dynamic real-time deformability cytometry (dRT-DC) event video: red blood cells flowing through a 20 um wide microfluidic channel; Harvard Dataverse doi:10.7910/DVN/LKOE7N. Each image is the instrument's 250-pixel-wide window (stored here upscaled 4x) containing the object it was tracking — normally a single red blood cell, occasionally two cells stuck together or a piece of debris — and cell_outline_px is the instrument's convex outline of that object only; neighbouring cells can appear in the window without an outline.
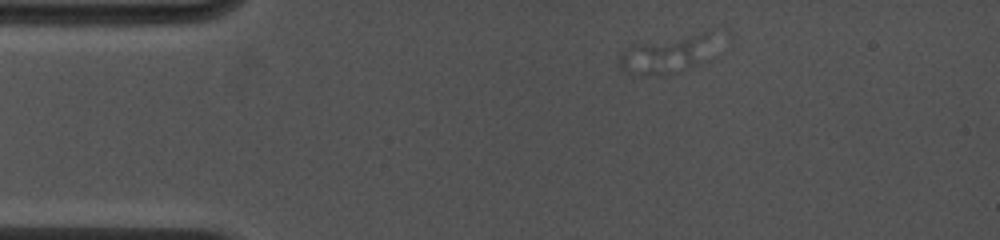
{"species": "common noctule bat (a hibernating species)", "species_latin": "Nyctalus noctula", "temperature_condition": "cold", "stored_images_in_passage": 6, "segment_of_instrument_passage": [1, 3], "camera_frame_rate_fps": 4500, "um_per_image_px": 0.085, "animal": {"sex": "female", "body_mass_g": 19.0, "forearm_length_mm": 53.3}, "frame": {"image": 1, "passage_image": 1, "time_ms": 0.0, "image_size_px": [1000, 240], "cell_outline_px": [[712, 28], [700, 64], [688, 68], [660, 76], [652, 76], [620, 68], [620, 52], [632, 44]], "centroid_in_image_um": [56.59, 4.58], "position_along_channel_um": 28.4, "area_um2": 20.35}}